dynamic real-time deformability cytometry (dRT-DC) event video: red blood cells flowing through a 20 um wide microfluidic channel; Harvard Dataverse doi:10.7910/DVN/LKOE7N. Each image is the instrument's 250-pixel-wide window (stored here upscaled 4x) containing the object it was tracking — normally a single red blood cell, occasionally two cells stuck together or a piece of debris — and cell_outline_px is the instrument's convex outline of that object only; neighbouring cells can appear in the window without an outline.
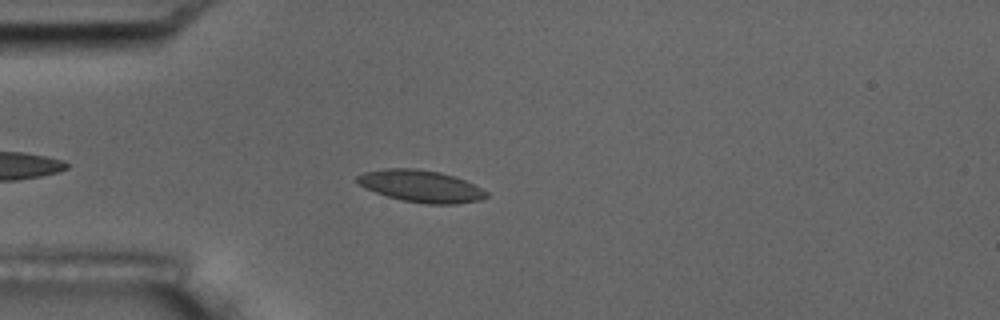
{"species": "common noctule bat (a hibernating species)", "species_latin": "Nyctalus noctula", "temperature_condition": "room temperature", "stored_images_in_passage": 5, "camera_frame_rate_fps": 3000, "um_per_image_px": 0.085, "animal": {"sex": "male", "body_mass_g": 17.5, "forearm_length_mm": 52.3}, "frame": {"image": 1, "passage_image": 5, "time_ms": 4.667, "image_size_px": [1000, 320], "cell_outline_px": [[488, 196], [480, 200], [456, 204], [428, 204], [400, 200], [364, 188], [356, 180], [356, 176], [364, 172], [384, 168], [412, 168], [440, 172], [464, 180], [488, 192]], "centroid_in_image_um": [35.75, 15.82], "position_along_channel_um": 49.2, "area_um2": 23.93}}